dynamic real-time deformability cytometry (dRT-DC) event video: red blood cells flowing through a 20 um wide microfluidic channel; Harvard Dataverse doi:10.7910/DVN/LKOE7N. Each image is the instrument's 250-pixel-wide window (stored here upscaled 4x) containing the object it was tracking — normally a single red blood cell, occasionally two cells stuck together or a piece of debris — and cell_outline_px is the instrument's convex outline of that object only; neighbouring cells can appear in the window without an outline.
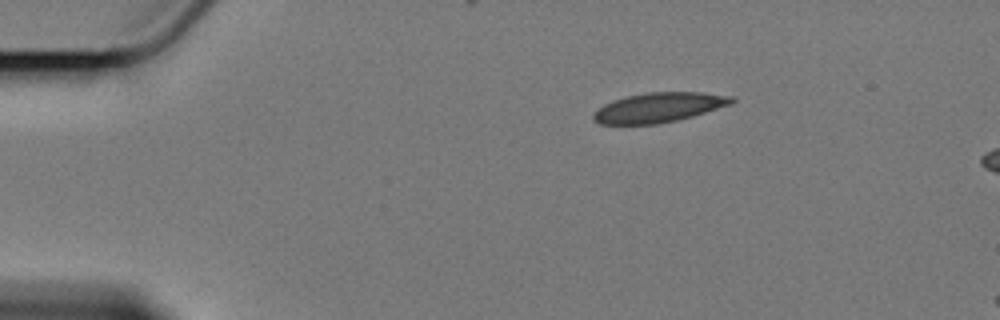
{"species": "Egyptian fruit bat (a non-hibernating species)", "species_latin": "Rousettus aegyptiacus", "temperature_condition": "cold", "stored_images_in_passage": 7, "camera_frame_rate_fps": 3000, "um_per_image_px": 0.085, "animal": {"sex": "female"}, "frame": {"image": 1, "passage_image": 1, "time_ms": 0.0, "image_size_px": [1000, 320], "cell_outline_px": [[736, 100], [732, 104], [692, 116], [676, 120], [656, 124], [600, 124], [592, 120], [592, 112], [604, 104], [612, 100], [624, 96], [648, 92], [704, 92], [736, 96]], "centroid_in_image_um": [56.0, 9.12], "position_along_channel_um": 29.0, "area_um2": 24.22}}